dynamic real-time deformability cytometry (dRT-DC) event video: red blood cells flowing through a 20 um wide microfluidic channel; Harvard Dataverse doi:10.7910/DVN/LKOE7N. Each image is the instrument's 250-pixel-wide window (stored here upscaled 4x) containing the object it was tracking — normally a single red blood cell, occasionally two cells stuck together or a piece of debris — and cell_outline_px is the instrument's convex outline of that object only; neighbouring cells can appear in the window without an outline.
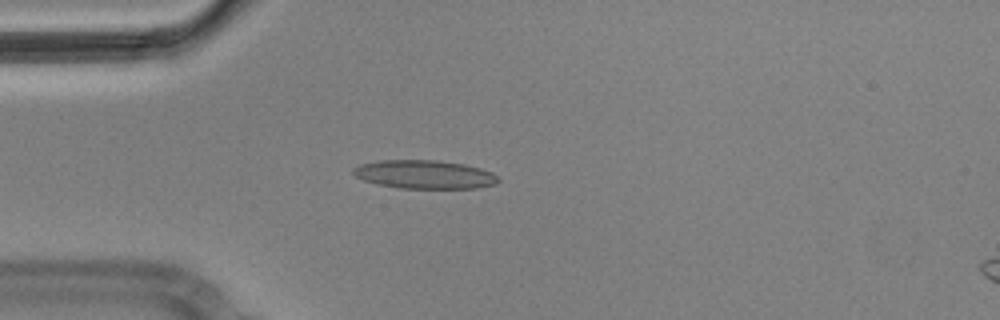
{"species": "Egyptian fruit bat (a non-hibernating species)", "species_latin": "Rousettus aegyptiacus", "temperature_condition": "cold", "stored_images_in_passage": 4, "camera_frame_rate_fps": 3000, "um_per_image_px": 0.085, "animal": {"sex": "male"}, "frame": {"image": 1, "passage_image": 4, "time_ms": 1.0, "image_size_px": [1000, 320], "cell_outline_px": [[500, 180], [496, 184], [476, 188], [400, 188], [376, 184], [364, 180], [356, 176], [352, 172], [352, 168], [360, 164], [380, 160], [436, 160], [464, 164], [480, 168], [492, 172]], "centroid_in_image_um": [36.07, 14.82], "position_along_channel_um": 48.9, "area_um2": 24.1}}